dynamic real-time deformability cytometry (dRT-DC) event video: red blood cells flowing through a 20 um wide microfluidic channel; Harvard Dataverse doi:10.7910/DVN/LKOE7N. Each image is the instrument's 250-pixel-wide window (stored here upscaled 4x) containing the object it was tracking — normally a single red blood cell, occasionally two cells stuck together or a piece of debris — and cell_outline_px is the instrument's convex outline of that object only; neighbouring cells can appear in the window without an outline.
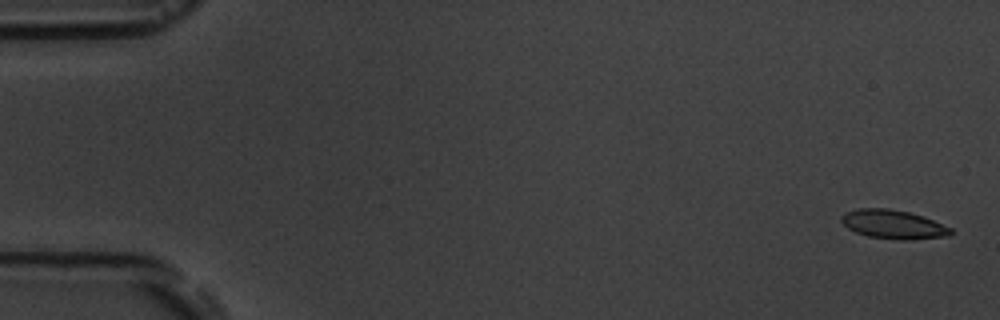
{"species": "common noctule bat (a hibernating species)", "species_latin": "Nyctalus noctula", "temperature_condition": "room temperature", "stored_images_in_passage": 8, "camera_frame_rate_fps": 3000, "um_per_image_px": 0.085, "animal": {"sex": "male", "body_mass_g": 19.5, "forearm_length_mm": 54.6}, "frame": {"image": 1, "passage_image": 1, "time_ms": 0.0, "image_size_px": [1000, 320], "cell_outline_px": [[952, 236], [908, 240], [900, 240], [868, 236], [856, 232], [848, 228], [840, 220], [840, 216], [844, 212], [856, 208], [888, 208], [908, 212], [924, 216], [952, 228]], "centroid_in_image_um": [75.94, 19.07], "position_along_channel_um": 9.1, "area_um2": 18.61}}
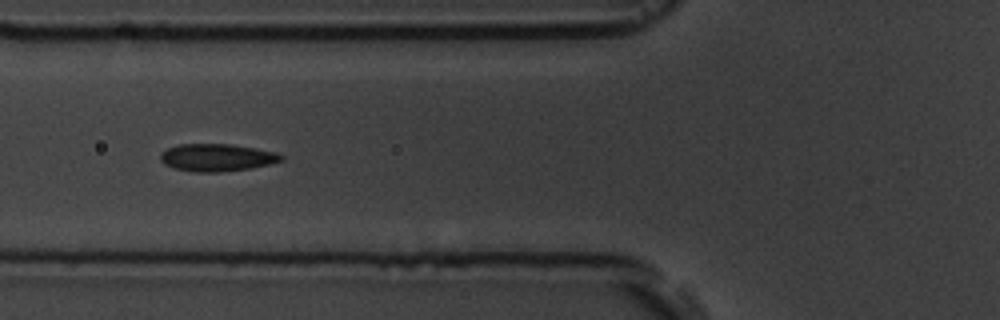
{"frame": {"image": 2, "passage_image": 7, "time_ms": 6.667, "image_size_px": [1000, 320], "cell_outline_px": [[284, 160], [252, 168], [216, 172], [192, 172], [172, 168], [164, 164], [160, 160], [160, 152], [176, 144], [232, 144], [256, 148], [276, 152], [284, 156]], "centroid_in_image_um": [18.41, 13.39], "position_along_channel_um": 107.4, "area_um2": 19.54}}
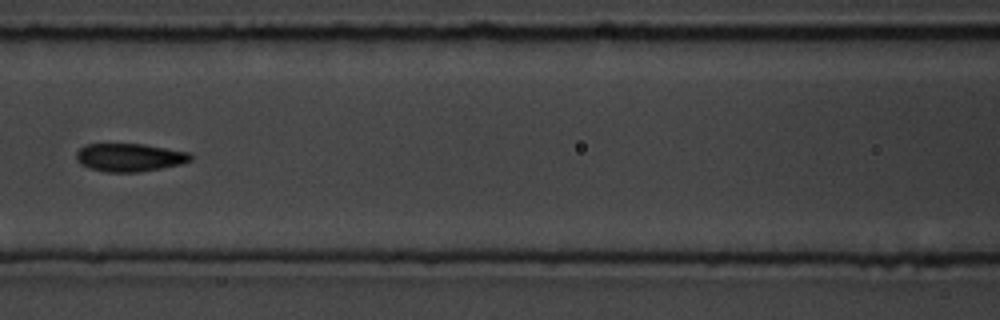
{"frame": {"image": 3, "passage_image": 8, "time_ms": 8.0, "image_size_px": [1000, 320], "cell_outline_px": [[192, 160], [180, 164], [140, 172], [104, 172], [88, 168], [80, 164], [76, 160], [76, 152], [80, 148], [88, 144], [144, 144], [188, 152], [192, 156]], "centroid_in_image_um": [10.98, 13.39], "position_along_channel_um": 155.6, "area_um2": 18.73}}